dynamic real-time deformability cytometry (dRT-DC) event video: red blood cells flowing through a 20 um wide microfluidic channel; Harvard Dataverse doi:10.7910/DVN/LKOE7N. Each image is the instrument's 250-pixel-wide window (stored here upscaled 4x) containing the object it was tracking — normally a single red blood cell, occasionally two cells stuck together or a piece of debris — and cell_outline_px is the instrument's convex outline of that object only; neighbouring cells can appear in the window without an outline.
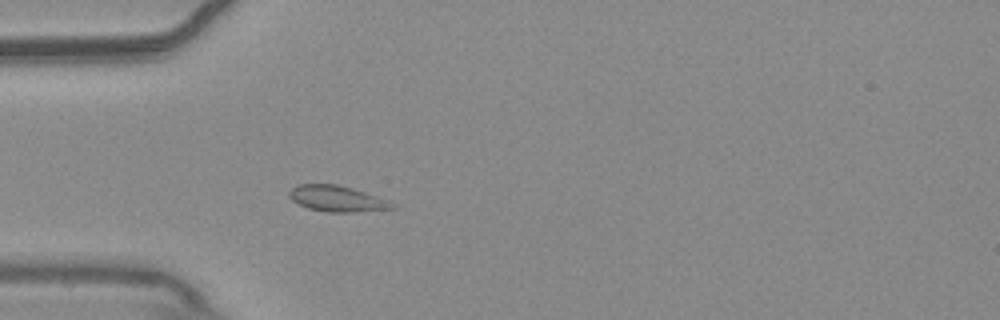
{"species": "common noctule bat (a hibernating species)", "species_latin": "Nyctalus noctula", "temperature_condition": "warm", "stored_images_in_passage": 54, "camera_frame_rate_fps": 3000, "um_per_image_px": 0.085, "animal": {"sex": "male", "body_mass_g": 20.4}, "frame": {"image": 1, "passage_image": 16, "time_ms": 5.0, "image_size_px": [1000, 320], "cell_outline_px": [[396, 208], [352, 212], [324, 212], [308, 208], [292, 200], [288, 196], [288, 192], [292, 188], [300, 184], [336, 184], [352, 188], [392, 200], [396, 204]], "centroid_in_image_um": [28.7, 16.89], "position_along_channel_um": 56.3, "area_um2": 15.72}}
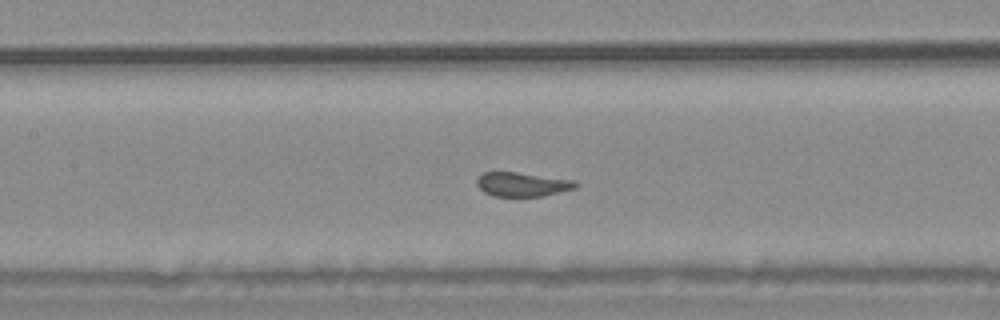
{"frame": {"image": 2, "passage_image": 25, "time_ms": 8.0, "image_size_px": [1000, 320], "cell_outline_px": [[580, 184], [576, 188], [544, 196], [492, 196], [484, 192], [476, 184], [476, 180], [484, 172], [516, 172], [572, 180]], "centroid_in_image_um": [44.39, 15.68], "position_along_channel_um": 163.0, "area_um2": 13.81}}
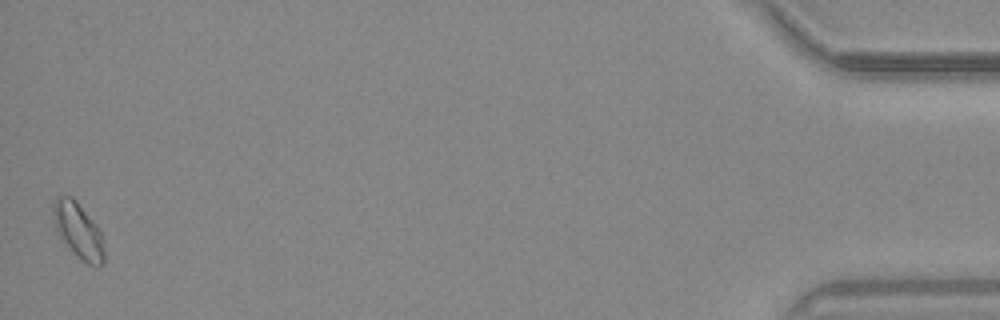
{"frame": {"image": 3, "passage_image": 54, "time_ms": 17.667, "image_size_px": [1000, 320], "cell_outline_px": [[104, 264], [96, 268], [80, 260], [72, 252], [56, 232], [52, 220], [52, 204], [60, 196], [72, 196], [76, 200], [96, 224], [104, 236]], "centroid_in_image_um": [6.67, 19.63], "position_along_channel_um": 428.5, "area_um2": 16.99}, "authors_computed_cell_mechanics": {"area_um2": 14.7101, "velocity_mm_per_s": 3.708, "shape_relaxation_time_tau1_ms": 4.1542, "shape_relaxation_time_tau2_ms": null, "deformation_change_tau1": 0.0818, "deformation_change_tau2": null}}